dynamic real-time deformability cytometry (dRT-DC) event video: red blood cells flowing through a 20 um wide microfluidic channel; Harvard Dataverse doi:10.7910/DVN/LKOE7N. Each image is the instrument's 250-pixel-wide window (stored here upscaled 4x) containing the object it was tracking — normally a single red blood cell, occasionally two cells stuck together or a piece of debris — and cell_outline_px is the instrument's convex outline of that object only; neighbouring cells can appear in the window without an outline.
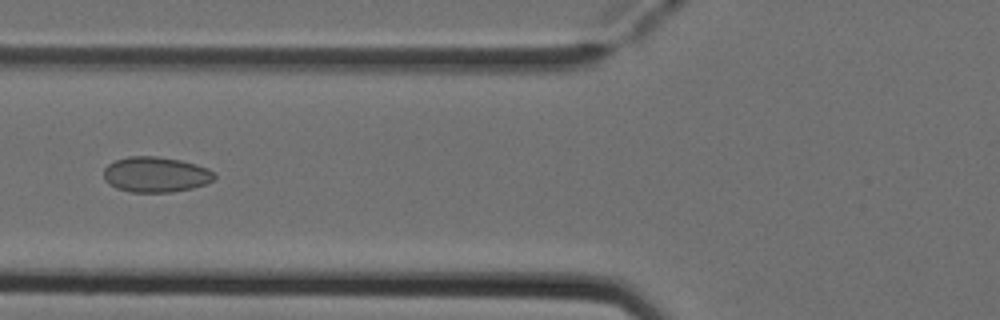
{"species": "Egyptian fruit bat (a non-hibernating species)", "species_latin": "Rousettus aegyptiacus", "temperature_condition": "cold", "stored_images_in_passage": 6, "camera_frame_rate_fps": 3000, "um_per_image_px": 0.085, "animal": {"sex": "female"}, "frame": {"image": 1, "passage_image": 6, "time_ms": 1.667, "image_size_px": [1000, 320], "cell_outline_px": [[216, 176], [212, 180], [204, 184], [192, 188], [172, 192], [132, 192], [116, 188], [104, 180], [104, 168], [108, 164], [116, 160], [128, 156], [156, 156], [180, 160], [196, 164], [208, 168]], "centroid_in_image_um": [13.22, 14.83], "position_along_channel_um": 112.6, "area_um2": 22.77}}